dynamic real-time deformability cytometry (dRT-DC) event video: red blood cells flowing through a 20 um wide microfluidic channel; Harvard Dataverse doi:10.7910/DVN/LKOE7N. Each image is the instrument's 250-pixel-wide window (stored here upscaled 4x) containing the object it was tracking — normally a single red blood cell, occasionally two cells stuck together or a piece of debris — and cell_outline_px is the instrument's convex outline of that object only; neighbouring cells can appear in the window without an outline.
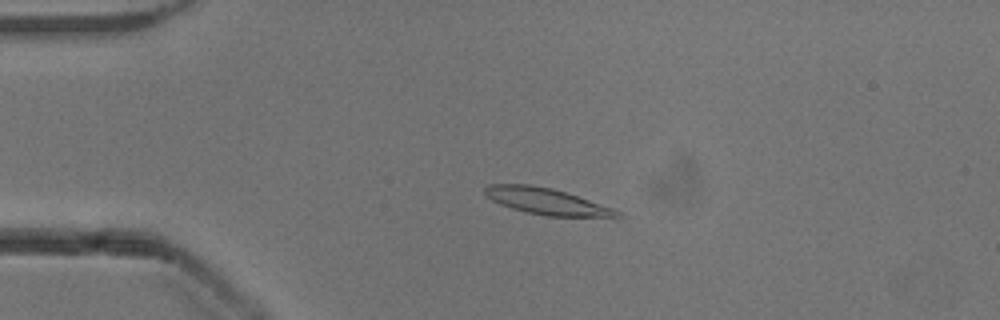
{"species": "common noctule bat (a hibernating species)", "species_latin": "Nyctalus noctula", "temperature_condition": "cold", "stored_images_in_passage": 46, "camera_frame_rate_fps": 3000, "um_per_image_px": 0.085, "animal": {"sex": "male", "body_mass_g": 13.3}, "frame": {"image": 1, "passage_image": 5, "time_ms": 1.333, "image_size_px": [1000, 320], "cell_outline_px": [[620, 216], [548, 216], [524, 212], [500, 204], [492, 200], [484, 192], [484, 188], [488, 184], [528, 184], [552, 188], [612, 208], [620, 212]], "centroid_in_image_um": [46.36, 17.1], "position_along_channel_um": 38.6, "area_um2": 19.77}}
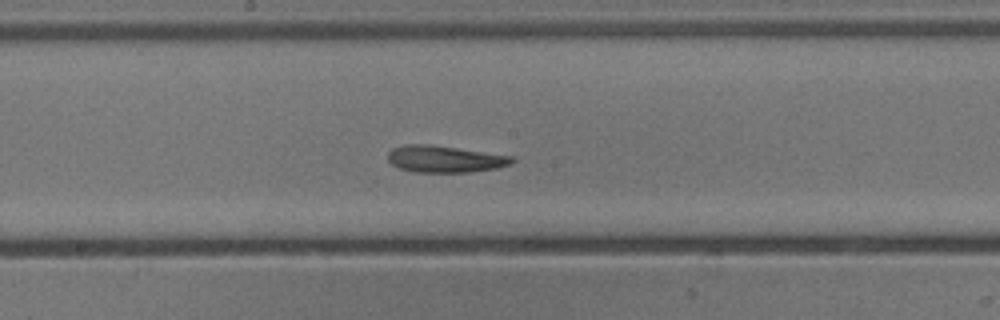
{"frame": {"image": 2, "passage_image": 21, "time_ms": 6.667, "image_size_px": [1000, 320], "cell_outline_px": [[516, 160], [512, 164], [496, 168], [472, 172], [416, 172], [400, 168], [392, 164], [388, 160], [388, 152], [392, 148], [404, 144], [428, 144], [512, 156]], "centroid_in_image_um": [37.8, 13.52], "position_along_channel_um": 210.4, "area_um2": 19.31}}
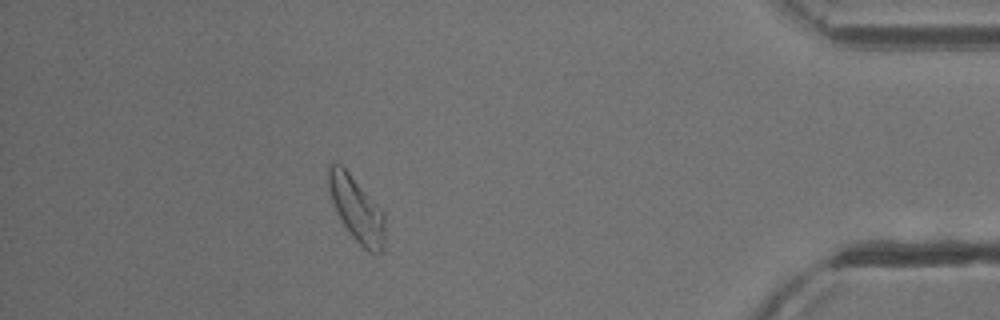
{"frame": {"image": 3, "passage_image": 40, "time_ms": 13.0, "image_size_px": [1000, 320], "cell_outline_px": [[384, 252], [376, 256], [368, 252], [352, 236], [336, 212], [328, 188], [328, 164], [340, 164], [348, 172], [384, 212]], "centroid_in_image_um": [30.33, 17.83], "position_along_channel_um": 404.9, "area_um2": 21.15}, "authors_computed_cell_mechanics": {"area_um2": 19.8254, "velocity_mm_per_s": 3.856, "shape_relaxation_time_tau1_ms": 6.3262, "shape_relaxation_time_tau2_ms": 5.6751, "deformation_change_tau1": 0.1593, "deformation_change_tau2": 0.1391}}